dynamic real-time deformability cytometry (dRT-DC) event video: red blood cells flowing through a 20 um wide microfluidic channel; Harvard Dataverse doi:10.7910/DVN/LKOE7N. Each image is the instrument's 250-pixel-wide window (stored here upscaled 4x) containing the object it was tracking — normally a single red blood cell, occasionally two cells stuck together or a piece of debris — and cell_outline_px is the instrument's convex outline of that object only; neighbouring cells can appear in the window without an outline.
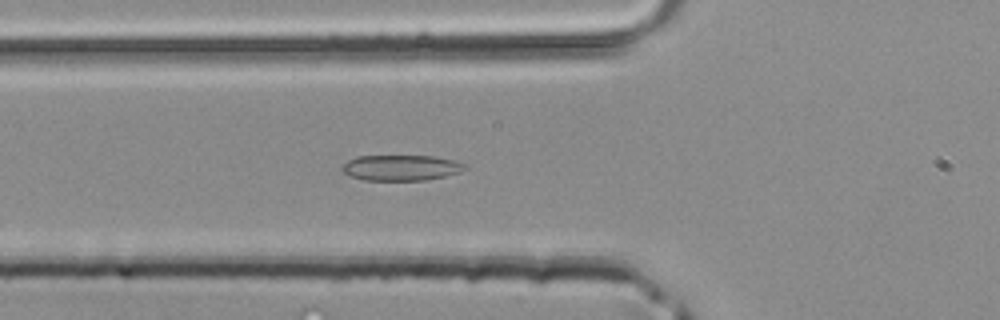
{"species": "common noctule bat (a hibernating species)", "species_latin": "Nyctalus noctula", "temperature_condition": "room temperature", "stored_images_in_passage": 31, "camera_frame_rate_fps": 3000, "um_per_image_px": 0.085, "animal": {"sex": "male", "body_mass_g": 20.4}, "frame": {"image": 1, "passage_image": 8, "time_ms": 2.333, "image_size_px": [1000, 320], "cell_outline_px": [[468, 168], [460, 172], [444, 176], [424, 180], [364, 180], [352, 176], [344, 172], [340, 168], [348, 160], [356, 156], [432, 156], [456, 160], [468, 164]], "centroid_in_image_um": [34.14, 14.25], "position_along_channel_um": 91.7, "area_um2": 18.38}}
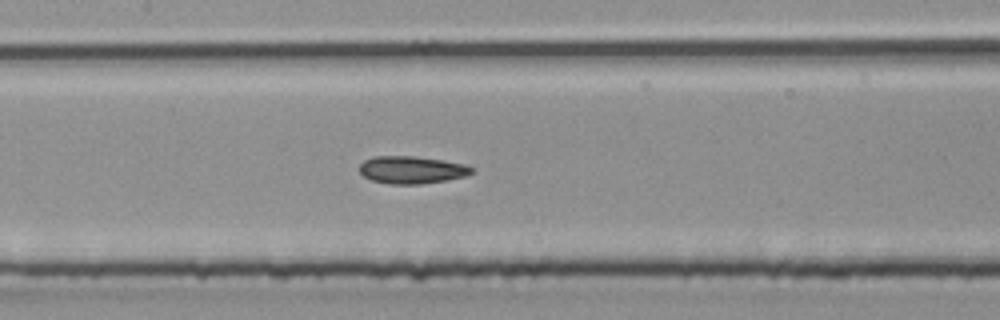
{"frame": {"image": 2, "passage_image": 13, "time_ms": 4.0, "image_size_px": [1000, 320], "cell_outline_px": [[472, 172], [468, 176], [448, 180], [420, 184], [388, 184], [372, 180], [364, 176], [360, 172], [360, 164], [364, 160], [372, 156], [412, 156], [444, 160], [464, 164], [472, 168]], "centroid_in_image_um": [34.99, 14.44], "position_along_channel_um": 172.4, "area_um2": 18.03}}
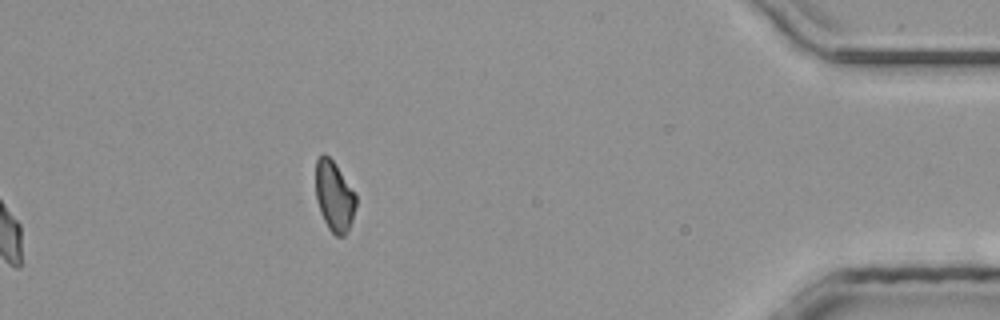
{"frame": {"image": 3, "passage_image": 31, "time_ms": 10.0, "image_size_px": [1000, 320], "cell_outline_px": [[356, 204], [352, 220], [344, 236], [336, 236], [328, 228], [320, 212], [316, 200], [316, 160], [324, 152], [332, 160], [356, 196]], "centroid_in_image_um": [28.39, 16.7], "position_along_channel_um": 406.8, "area_um2": 16.13}}